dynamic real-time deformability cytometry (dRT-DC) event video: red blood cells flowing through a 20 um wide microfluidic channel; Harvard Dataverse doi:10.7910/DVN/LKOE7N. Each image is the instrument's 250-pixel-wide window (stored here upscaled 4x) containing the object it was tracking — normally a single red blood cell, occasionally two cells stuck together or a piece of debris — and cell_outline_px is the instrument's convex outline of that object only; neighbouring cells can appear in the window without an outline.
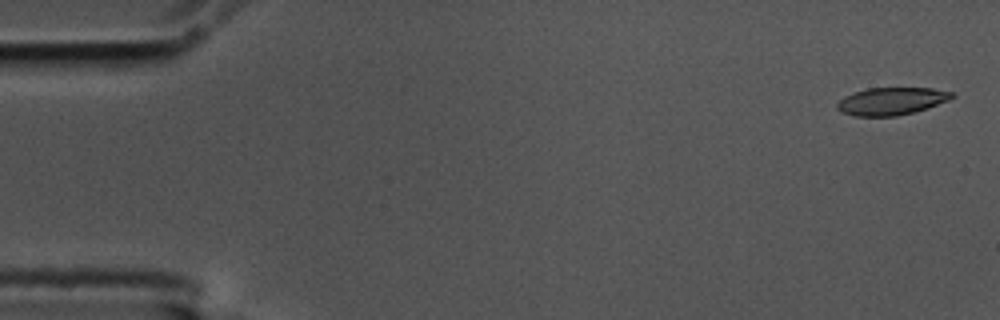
{"species": "common noctule bat (a hibernating species)", "species_latin": "Nyctalus noctula", "temperature_condition": "cold", "stored_images_in_passage": 16, "camera_frame_rate_fps": 3000, "um_per_image_px": 0.085, "animal": {"sex": "male", "body_mass_g": 17.5, "forearm_length_mm": 52.3}, "frame": {"image": 1, "passage_image": 2, "time_ms": 0.333, "image_size_px": [1000, 320], "cell_outline_px": [[956, 96], [948, 100], [928, 108], [896, 116], [852, 116], [836, 108], [836, 104], [844, 96], [868, 88], [932, 88], [952, 92]], "centroid_in_image_um": [75.78, 8.6], "position_along_channel_um": 9.2, "area_um2": 18.26}}
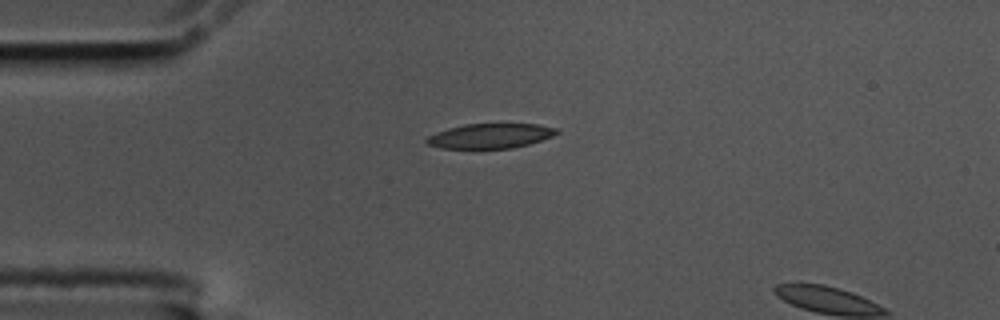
{"frame": {"image": 2, "passage_image": 14, "time_ms": 4.333, "image_size_px": [1000, 320], "cell_outline_px": [[560, 132], [552, 136], [528, 144], [512, 148], [440, 148], [428, 144], [424, 140], [428, 136], [436, 132], [448, 128], [464, 124], [540, 124], [556, 128]], "centroid_in_image_um": [41.66, 11.54], "position_along_channel_um": 43.3, "area_um2": 18.67}}